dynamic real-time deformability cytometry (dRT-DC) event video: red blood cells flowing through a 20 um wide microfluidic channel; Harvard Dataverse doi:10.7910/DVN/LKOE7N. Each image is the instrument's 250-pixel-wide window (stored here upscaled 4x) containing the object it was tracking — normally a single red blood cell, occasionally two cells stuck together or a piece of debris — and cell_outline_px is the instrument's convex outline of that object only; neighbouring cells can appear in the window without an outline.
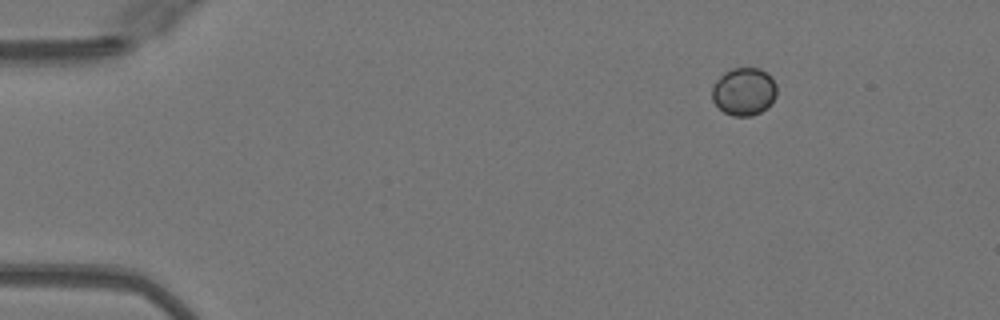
{"species": "Egyptian fruit bat (a non-hibernating species)", "species_latin": "Rousettus aegyptiacus", "temperature_condition": "warm", "stored_images_in_passage": 11, "camera_frame_rate_fps": 3000, "um_per_image_px": 0.085, "animal": {"sex": "female"}, "frame": {"image": 1, "passage_image": 1, "time_ms": 0.0, "image_size_px": [1000, 320], "cell_outline_px": [[776, 96], [760, 112], [752, 116], [732, 116], [724, 112], [712, 100], [712, 88], [716, 80], [724, 72], [732, 68], [760, 68], [768, 72], [772, 76], [776, 84]], "centroid_in_image_um": [63.23, 7.76], "position_along_channel_um": 21.8, "area_um2": 18.03}}
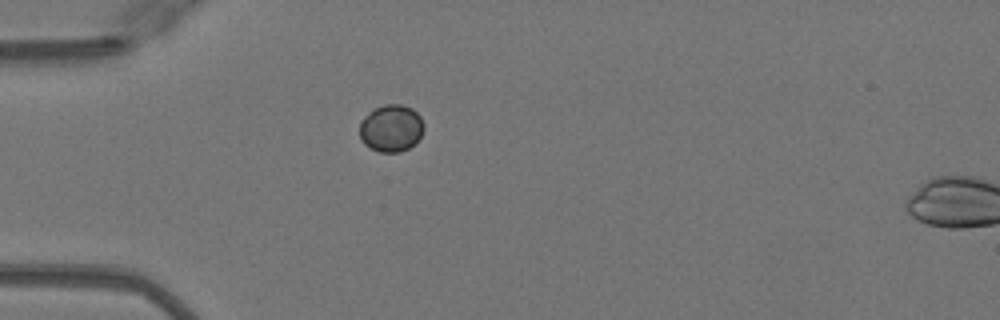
{"frame": {"image": 2, "passage_image": 9, "time_ms": 2.667, "image_size_px": [1000, 320], "cell_outline_px": [[424, 128], [420, 136], [408, 148], [400, 152], [380, 152], [364, 144], [360, 136], [360, 120], [368, 112], [384, 104], [400, 104], [412, 108], [420, 116], [424, 124]], "centroid_in_image_um": [33.23, 10.88], "position_along_channel_um": 51.8, "area_um2": 17.57}}